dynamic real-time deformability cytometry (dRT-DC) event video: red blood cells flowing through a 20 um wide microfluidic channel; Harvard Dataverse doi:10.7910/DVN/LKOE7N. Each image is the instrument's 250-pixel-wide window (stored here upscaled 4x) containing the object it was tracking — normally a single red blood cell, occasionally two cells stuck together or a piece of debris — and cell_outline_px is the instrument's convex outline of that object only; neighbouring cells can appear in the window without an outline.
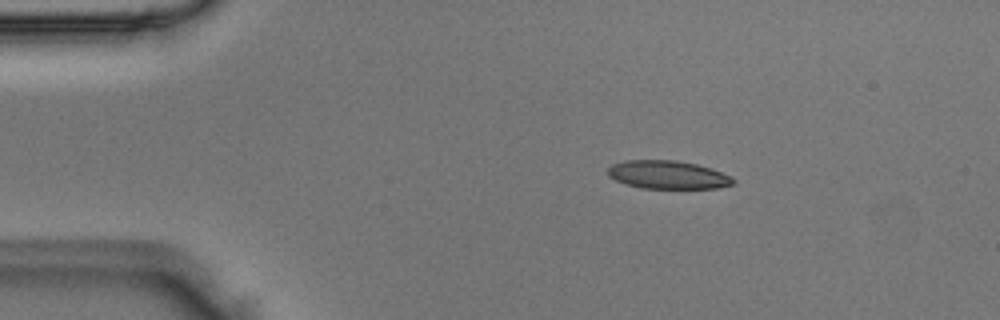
{"species": "Egyptian fruit bat (a non-hibernating species)", "species_latin": "Rousettus aegyptiacus", "temperature_condition": "room temperature", "stored_images_in_passage": 43, "camera_frame_rate_fps": 3000, "um_per_image_px": 0.085, "animal": {"sex": "male"}, "frame": {"image": 1, "passage_image": 1, "time_ms": 0.0, "image_size_px": [1000, 320], "cell_outline_px": [[736, 180], [732, 184], [716, 188], [640, 188], [616, 180], [608, 176], [608, 168], [612, 164], [624, 160], [676, 160], [696, 164], [712, 168], [732, 176]], "centroid_in_image_um": [56.78, 14.85], "position_along_channel_um": 28.2, "area_um2": 20.63}}
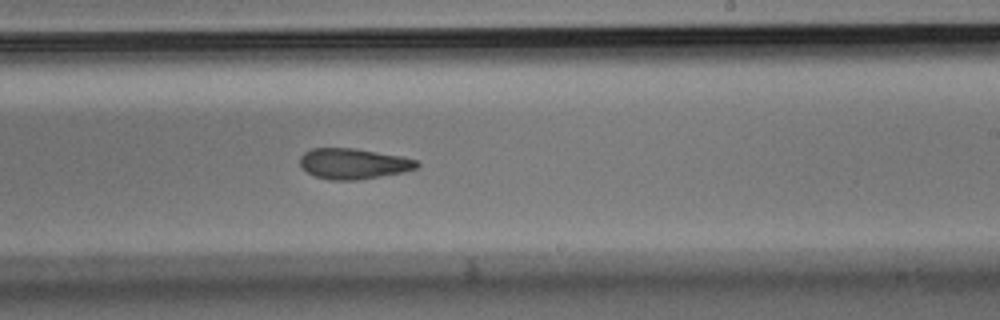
{"frame": {"image": 2, "passage_image": 23, "time_ms": 7.333, "image_size_px": [1000, 320], "cell_outline_px": [[420, 164], [416, 168], [400, 172], [380, 176], [356, 180], [332, 180], [316, 176], [300, 168], [300, 156], [304, 152], [312, 148], [356, 148], [400, 156], [416, 160]], "centroid_in_image_um": [29.99, 13.9], "position_along_channel_um": 259.0, "area_um2": 20.69}}
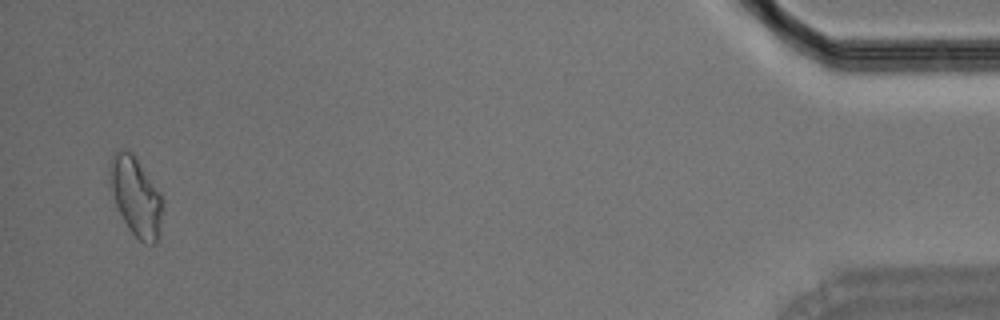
{"frame": {"image": 3, "passage_image": 42, "time_ms": 13.667, "image_size_px": [1000, 320], "cell_outline_px": [[164, 208], [160, 232], [156, 244], [144, 244], [128, 228], [116, 204], [108, 172], [108, 168], [112, 156], [120, 148], [124, 148], [132, 152], [160, 192], [164, 200]], "centroid_in_image_um": [11.59, 16.7], "position_along_channel_um": 423.6, "area_um2": 24.39}}